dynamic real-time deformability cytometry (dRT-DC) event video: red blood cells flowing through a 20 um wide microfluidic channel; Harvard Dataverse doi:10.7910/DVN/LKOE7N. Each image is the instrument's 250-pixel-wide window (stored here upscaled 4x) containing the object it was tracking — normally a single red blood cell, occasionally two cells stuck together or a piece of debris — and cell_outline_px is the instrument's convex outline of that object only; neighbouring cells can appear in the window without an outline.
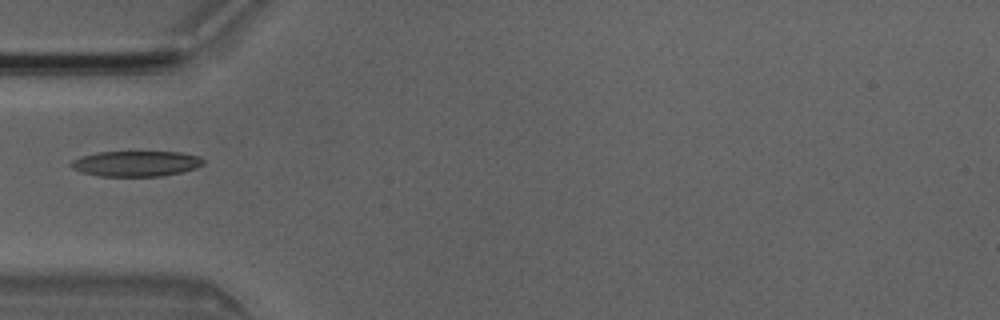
{"species": "Egyptian fruit bat (a non-hibernating species)", "species_latin": "Rousettus aegyptiacus", "temperature_condition": "room temperature", "stored_images_in_passage": 1, "camera_frame_rate_fps": 3000, "um_per_image_px": 0.085, "animal": {"sex": "male"}, "frame": {"image": 1, "passage_image": 1, "time_ms": 0.0, "image_size_px": [1000, 320], "cell_outline_px": [[204, 164], [196, 168], [180, 172], [160, 176], [100, 176], [80, 172], [72, 168], [68, 164], [72, 160], [96, 152], [180, 152], [200, 156], [204, 160]], "centroid_in_image_um": [11.56, 13.9], "position_along_channel_um": 73.4, "area_um2": 19.65}}